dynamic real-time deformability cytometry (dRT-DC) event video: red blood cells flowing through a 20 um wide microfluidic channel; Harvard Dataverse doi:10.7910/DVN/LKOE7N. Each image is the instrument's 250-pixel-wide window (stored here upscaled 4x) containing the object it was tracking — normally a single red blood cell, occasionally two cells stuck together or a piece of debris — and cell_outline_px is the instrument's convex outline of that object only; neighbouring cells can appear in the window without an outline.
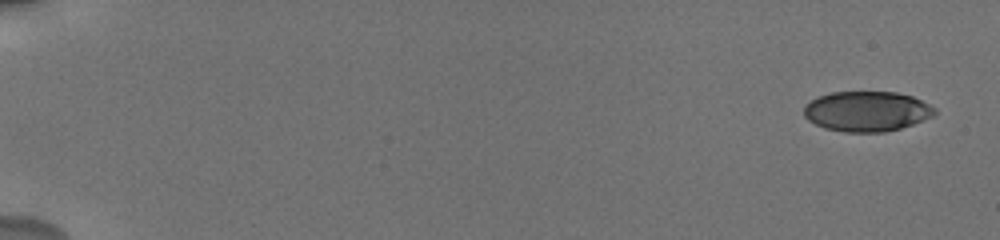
{"species": "human", "species_latin": "Homo sapiens", "temperature_condition": "cold", "stored_images_in_passage": 31, "camera_frame_rate_fps": 3000, "um_per_image_px": 0.085, "donor": {"sex": "male"}, "frame": {"image": 1, "passage_image": 1, "time_ms": 0.0, "image_size_px": [1000, 240], "cell_outline_px": [[936, 112], [932, 116], [912, 124], [900, 128], [884, 132], [844, 132], [824, 128], [808, 120], [804, 116], [804, 104], [816, 96], [832, 92], [896, 92], [912, 96], [936, 108]], "centroid_in_image_um": [73.63, 9.46], "position_along_channel_um": 11.4, "area_um2": 30.63}}
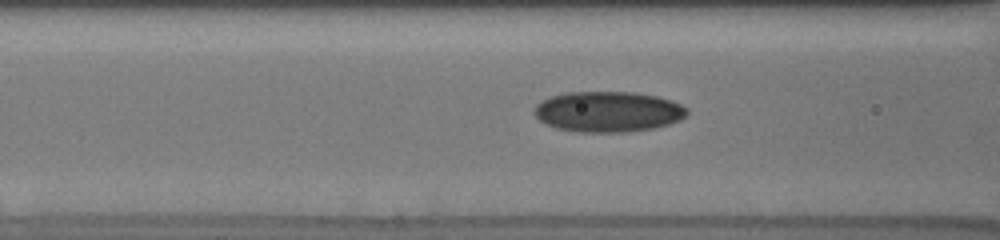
{"frame": {"image": 2, "passage_image": 22, "time_ms": 7.667, "image_size_px": [1000, 240], "cell_outline_px": [[688, 112], [680, 120], [668, 124], [652, 128], [624, 132], [580, 132], [556, 128], [544, 124], [532, 112], [536, 104], [552, 96], [568, 92], [636, 92], [656, 96], [680, 104], [688, 108]], "centroid_in_image_um": [51.66, 9.49], "position_along_channel_um": 114.9, "area_um2": 36.01}}
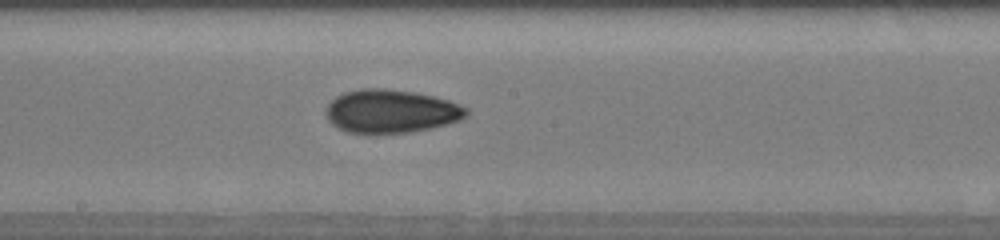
{"frame": {"image": 3, "passage_image": 31, "time_ms": 10.333, "image_size_px": [1000, 240], "cell_outline_px": [[468, 116], [460, 120], [428, 128], [408, 132], [348, 132], [332, 124], [328, 120], [324, 112], [328, 104], [336, 96], [344, 92], [360, 88], [384, 88], [416, 92], [448, 100], [468, 108]], "centroid_in_image_um": [33.22, 9.43], "position_along_channel_um": 215.0, "area_um2": 35.14}}